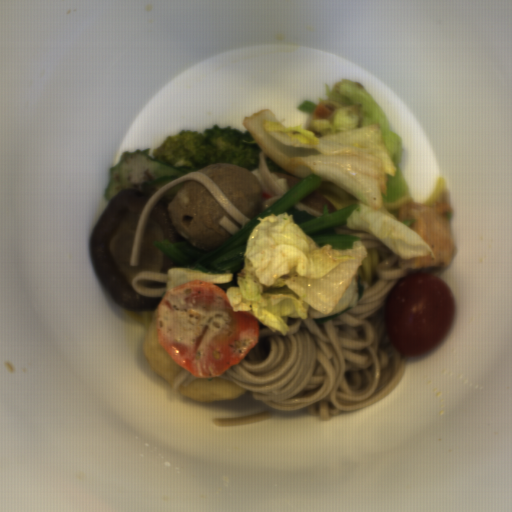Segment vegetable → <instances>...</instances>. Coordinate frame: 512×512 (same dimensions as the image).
I'll list each match as a JSON object with an SVG mask.
<instances>
[{
	"instance_id": "add77e79",
	"label": "vegetable",
	"mask_w": 512,
	"mask_h": 512,
	"mask_svg": "<svg viewBox=\"0 0 512 512\" xmlns=\"http://www.w3.org/2000/svg\"><path fill=\"white\" fill-rule=\"evenodd\" d=\"M325 96L303 100L308 129L284 126L271 109L244 116L260 150L304 178L211 252L189 240L151 241L176 267L164 293L194 280L220 287L234 312H250L285 336L289 318L324 324L354 308L365 294L358 273L373 235L399 258L436 256L427 240L399 221L384 202L411 194L401 169L402 136L390 130L379 101L356 80L342 79Z\"/></svg>"
}]
</instances>
